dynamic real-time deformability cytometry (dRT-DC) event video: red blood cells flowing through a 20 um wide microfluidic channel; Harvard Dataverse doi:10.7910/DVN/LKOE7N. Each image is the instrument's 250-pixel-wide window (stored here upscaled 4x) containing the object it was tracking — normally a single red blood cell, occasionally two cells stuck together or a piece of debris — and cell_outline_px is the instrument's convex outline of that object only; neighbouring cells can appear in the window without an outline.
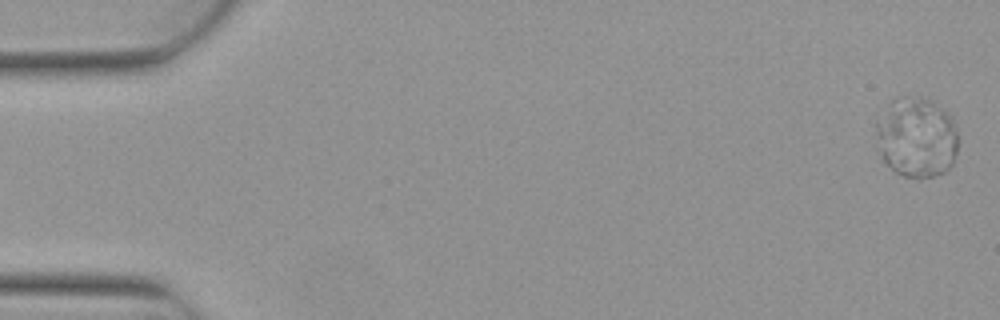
{"species": "Egyptian fruit bat (a non-hibernating species)", "species_latin": "Rousettus aegyptiacus", "temperature_condition": "warm", "stored_images_in_passage": 2, "segment_of_instrument_passage": [2, 2], "camera_frame_rate_fps": 3000, "um_per_image_px": 0.085, "animal": {"sex": "female"}, "frame": {"image": 1, "passage_image": 2, "time_ms": 0.333, "image_size_px": [1000, 320], "cell_outline_px": [[956, 152], [952, 164], [944, 172], [932, 176], [916, 180], [904, 176], [896, 172], [880, 160], [876, 132], [876, 120], [888, 104], [896, 96], [928, 96], [948, 112], [952, 116], [956, 124]], "centroid_in_image_um": [77.89, 11.65], "position_along_channel_um": 7.1, "area_um2": 39.36}}